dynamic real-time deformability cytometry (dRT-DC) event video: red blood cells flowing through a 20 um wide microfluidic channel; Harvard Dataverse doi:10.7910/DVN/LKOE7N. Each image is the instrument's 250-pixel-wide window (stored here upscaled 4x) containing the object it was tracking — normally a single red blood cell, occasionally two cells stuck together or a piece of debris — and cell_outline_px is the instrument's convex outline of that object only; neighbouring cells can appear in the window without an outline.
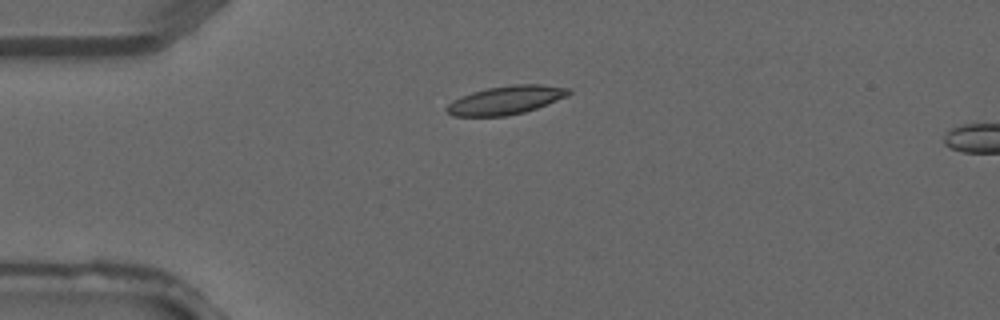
{"species": "common noctule bat (a hibernating species)", "species_latin": "Nyctalus noctula", "temperature_condition": "warm", "stored_images_in_passage": 4, "camera_frame_rate_fps": 3000, "um_per_image_px": 0.085, "animal": {"sex": "male", "forearm_length_mm": 52.5}, "frame": {"image": 1, "passage_image": 4, "time_ms": 1.0, "image_size_px": [1000, 320], "cell_outline_px": [[572, 92], [568, 96], [536, 108], [524, 112], [504, 116], [452, 116], [444, 108], [452, 100], [460, 96], [472, 92], [488, 88], [516, 84], [544, 84], [572, 88]], "centroid_in_image_um": [43.02, 8.5], "position_along_channel_um": 42.0, "area_um2": 20.35}}